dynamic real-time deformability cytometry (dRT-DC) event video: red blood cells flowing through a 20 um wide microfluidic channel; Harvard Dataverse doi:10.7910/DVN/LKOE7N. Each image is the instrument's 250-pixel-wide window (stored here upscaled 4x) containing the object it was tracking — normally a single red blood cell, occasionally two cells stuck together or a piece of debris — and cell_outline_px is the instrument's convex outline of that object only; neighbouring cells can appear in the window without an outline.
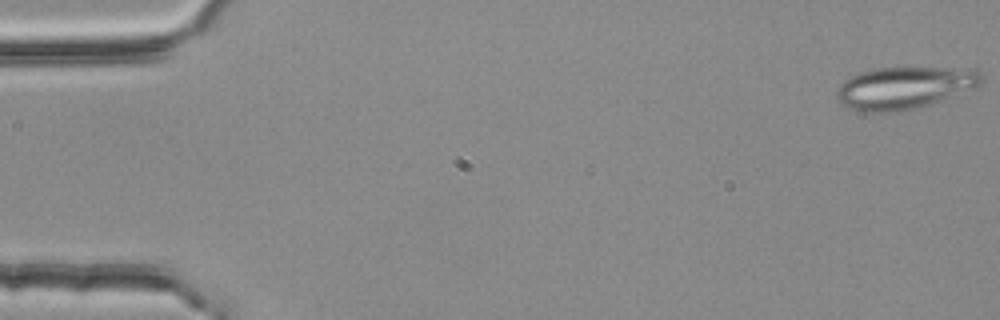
{"species": "common noctule bat (a hibernating species)", "species_latin": "Nyctalus noctula", "temperature_condition": "room temperature", "stored_images_in_passage": 4, "camera_frame_rate_fps": 3000, "um_per_image_px": 0.085, "animal": {"sex": "female", "body_mass_g": 25.1}, "frame": {"image": 1, "passage_image": 1, "time_ms": 0.0, "image_size_px": [1000, 320], "cell_outline_px": [[984, 84], [980, 88], [928, 104], [900, 112], [864, 112], [848, 108], [836, 100], [836, 92], [840, 84], [848, 76], [872, 68], [980, 68], [984, 76]], "centroid_in_image_um": [76.94, 7.45], "position_along_channel_um": 8.1, "area_um2": 36.47}}